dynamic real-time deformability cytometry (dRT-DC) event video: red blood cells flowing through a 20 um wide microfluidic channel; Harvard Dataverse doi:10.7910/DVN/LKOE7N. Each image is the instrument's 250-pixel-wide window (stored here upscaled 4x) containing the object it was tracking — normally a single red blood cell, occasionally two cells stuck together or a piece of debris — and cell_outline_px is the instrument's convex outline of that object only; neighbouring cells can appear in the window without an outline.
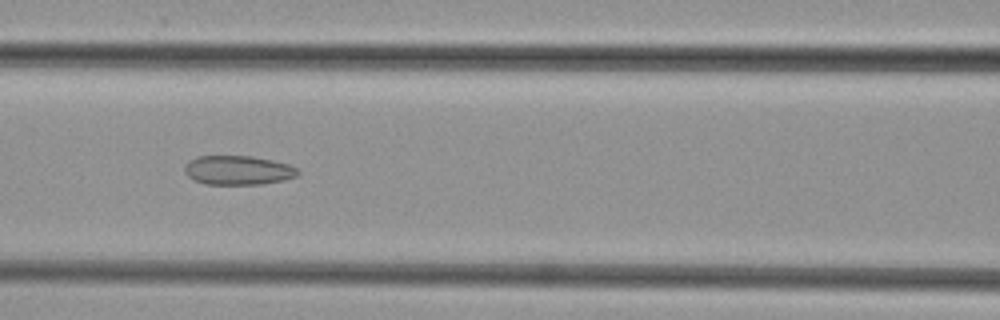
{"species": "common noctule bat (a hibernating species)", "species_latin": "Nyctalus noctula", "temperature_condition": "cold", "stored_images_in_passage": 32, "camera_frame_rate_fps": 3000, "um_per_image_px": 0.085, "animal": {"sex": "female", "body_mass_g": 29.2, "forearm_length_mm": 56.3}, "frame": {"image": 1, "passage_image": 8, "time_ms": 2.333, "image_size_px": [1000, 320], "cell_outline_px": [[300, 172], [296, 176], [284, 180], [260, 184], [204, 184], [192, 180], [184, 172], [184, 168], [196, 156], [252, 156], [272, 160], [288, 164], [296, 168]], "centroid_in_image_um": [20.23, 14.47], "position_along_channel_um": 146.4, "area_um2": 19.19}}
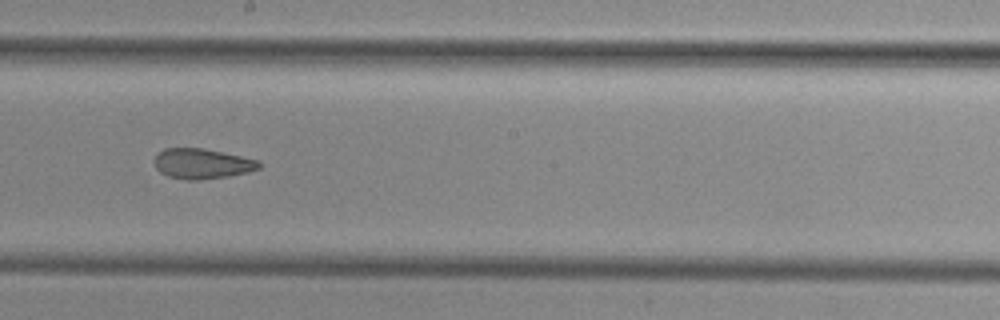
{"frame": {"image": 2, "passage_image": 14, "time_ms": 4.333, "image_size_px": [1000, 320], "cell_outline_px": [[260, 168], [248, 172], [228, 176], [200, 180], [188, 180], [168, 176], [160, 172], [156, 168], [152, 160], [164, 148], [204, 148], [260, 160]], "centroid_in_image_um": [17.17, 13.91], "position_along_channel_um": 231.0, "area_um2": 18.5}}
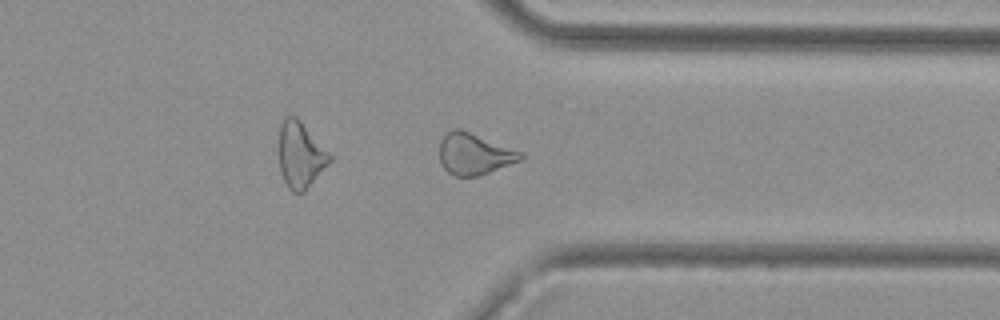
{"frame": {"image": 3, "passage_image": 24, "time_ms": 7.667, "image_size_px": [1000, 320], "cell_outline_px": [[524, 156], [520, 160], [488, 172], [476, 176], [456, 176], [448, 172], [444, 168], [440, 160], [440, 140], [452, 128], [460, 128], [524, 152]], "centroid_in_image_um": [40.31, 13.06], "position_along_channel_um": 371.1, "area_um2": 19.42}}